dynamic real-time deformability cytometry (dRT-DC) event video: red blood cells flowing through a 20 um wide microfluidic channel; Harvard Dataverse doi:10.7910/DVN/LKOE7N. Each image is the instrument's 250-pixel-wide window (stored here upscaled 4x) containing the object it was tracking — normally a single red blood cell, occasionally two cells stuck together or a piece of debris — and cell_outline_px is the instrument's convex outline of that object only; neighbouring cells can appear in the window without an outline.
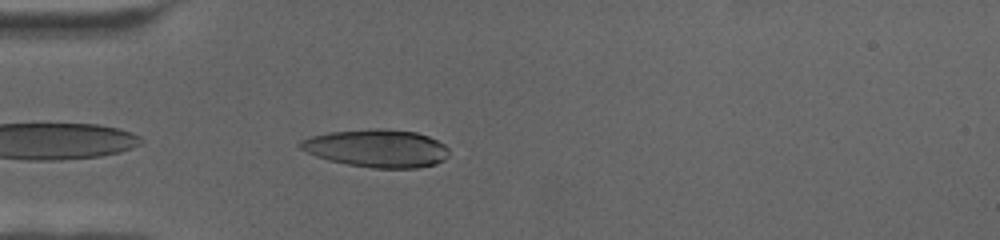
{"species": "human", "species_latin": "Homo sapiens", "temperature_condition": "cold", "stored_images_in_passage": 48, "camera_frame_rate_fps": 3000, "um_per_image_px": 0.085, "donor": {"sex": "female"}, "frame": {"image": 1, "passage_image": 3, "time_ms": 0.667, "image_size_px": [1000, 240], "cell_outline_px": [[448, 156], [444, 160], [436, 164], [416, 168], [372, 168], [348, 164], [328, 160], [316, 156], [300, 148], [296, 144], [300, 140], [312, 136], [328, 132], [372, 128], [388, 128], [416, 132], [428, 136], [444, 144], [448, 148]], "centroid_in_image_um": [32.03, 12.59], "position_along_channel_um": 53.0, "area_um2": 33.0}}
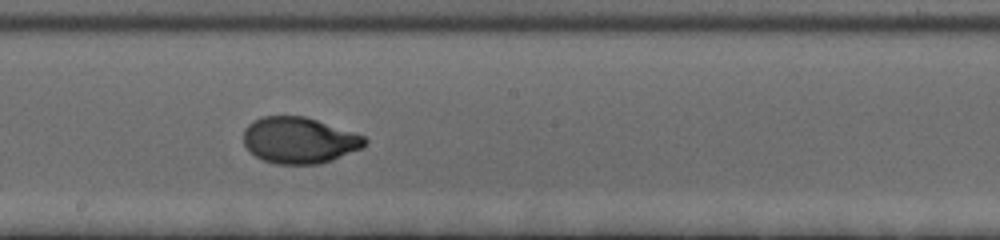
{"frame": {"image": 2, "passage_image": 21, "time_ms": 6.667, "image_size_px": [1000, 240], "cell_outline_px": [[368, 140], [364, 148], [332, 160], [320, 164], [276, 164], [264, 160], [256, 156], [244, 144], [244, 128], [252, 120], [260, 116], [304, 116], [364, 136]], "centroid_in_image_um": [25.43, 11.92], "position_along_channel_um": 222.8, "area_um2": 32.66}}
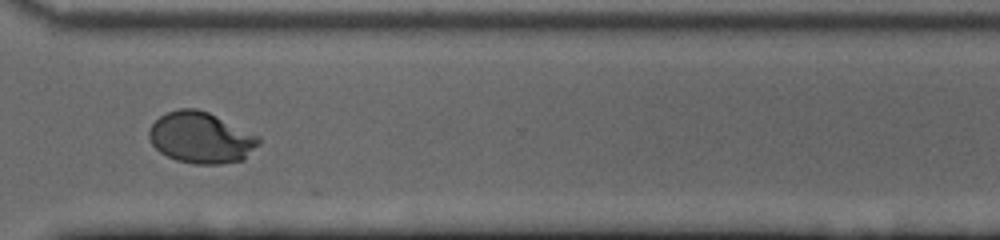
{"frame": {"image": 3, "passage_image": 34, "time_ms": 11.0, "image_size_px": [1000, 240], "cell_outline_px": [[260, 144], [244, 160], [220, 164], [196, 164], [176, 160], [160, 152], [152, 144], [148, 136], [148, 132], [152, 124], [160, 116], [168, 112], [180, 108], [196, 108], [208, 112], [260, 136]], "centroid_in_image_um": [17.1, 11.71], "position_along_channel_um": 353.5, "area_um2": 32.77}}